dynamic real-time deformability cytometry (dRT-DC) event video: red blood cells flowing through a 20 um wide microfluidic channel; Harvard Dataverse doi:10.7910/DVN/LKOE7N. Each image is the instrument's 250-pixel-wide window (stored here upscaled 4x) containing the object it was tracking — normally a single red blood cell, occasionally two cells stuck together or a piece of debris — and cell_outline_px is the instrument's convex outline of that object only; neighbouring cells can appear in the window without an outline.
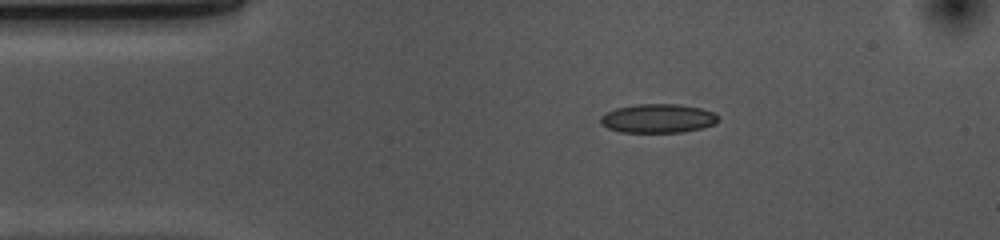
{"species": "common noctule bat (a hibernating species)", "species_latin": "Nyctalus noctula", "temperature_condition": "cold", "stored_images_in_passage": 45, "camera_frame_rate_fps": 3000, "um_per_image_px": 0.085, "animal": {"sex": "female", "body_mass_g": 10.0, "forearm_length_mm": 53.1}, "frame": {"image": 1, "passage_image": 1, "time_ms": 0.0, "image_size_px": [1000, 240], "cell_outline_px": [[720, 116], [712, 124], [700, 128], [680, 132], [620, 132], [608, 128], [600, 124], [600, 116], [616, 108], [636, 104], [680, 104], [700, 108], [712, 112]], "centroid_in_image_um": [55.88, 10.06], "position_along_channel_um": 29.1, "area_um2": 19.65}}
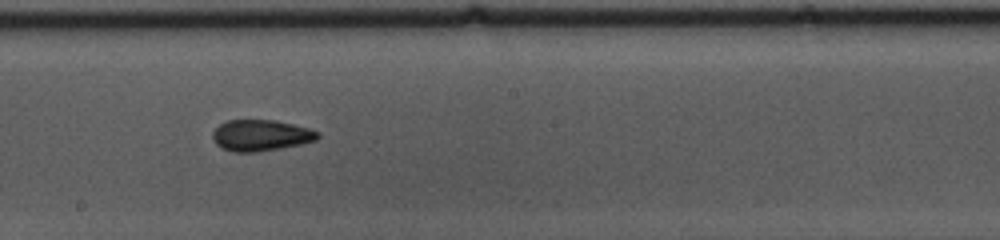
{"frame": {"image": 2, "passage_image": 20, "time_ms": 6.333, "image_size_px": [1000, 240], "cell_outline_px": [[320, 136], [316, 140], [300, 144], [260, 152], [232, 152], [220, 148], [212, 140], [212, 132], [220, 124], [228, 120], [276, 120], [308, 128], [320, 132]], "centroid_in_image_um": [22.14, 11.51], "position_along_channel_um": 226.1, "area_um2": 19.25}}
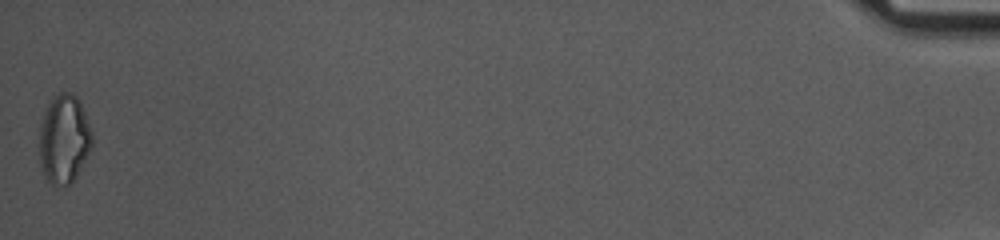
{"frame": {"image": 3, "passage_image": 45, "time_ms": 14.667, "image_size_px": [1000, 240], "cell_outline_px": [[92, 144], [76, 176], [68, 184], [52, 184], [44, 176], [40, 164], [40, 124], [44, 112], [52, 96], [60, 92], [72, 92], [80, 100], [92, 132]], "centroid_in_image_um": [5.43, 11.76], "position_along_channel_um": 429.8, "area_um2": 27.05}, "authors_computed_cell_mechanics": {"area_um2": 19.2474, "velocity_mm_per_s": 3.6804, "shape_relaxation_time_tau1_ms": 4.199, "shape_relaxation_time_tau2_ms": 1.9005, "deformation_change_tau1": 0.0985, "deformation_change_tau2": 0.0745}}